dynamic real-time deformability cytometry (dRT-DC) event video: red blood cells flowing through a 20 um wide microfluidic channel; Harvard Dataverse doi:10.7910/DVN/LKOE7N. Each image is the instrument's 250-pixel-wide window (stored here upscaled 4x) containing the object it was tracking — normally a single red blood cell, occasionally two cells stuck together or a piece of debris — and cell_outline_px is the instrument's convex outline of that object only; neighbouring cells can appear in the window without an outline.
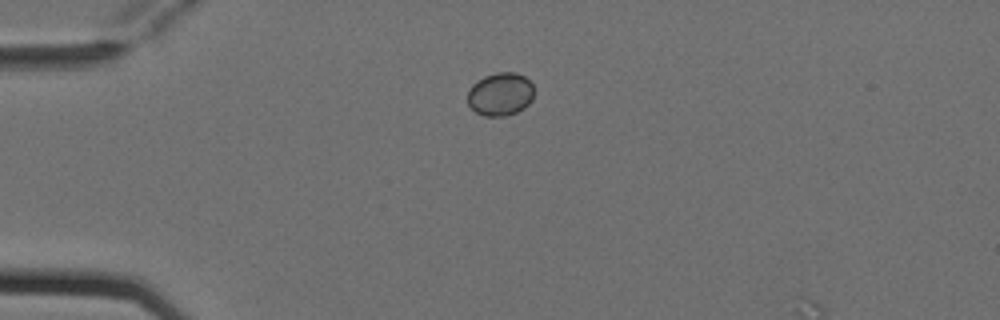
{"species": "Egyptian fruit bat (a non-hibernating species)", "species_latin": "Rousettus aegyptiacus", "temperature_condition": "cold", "stored_images_in_passage": 2, "camera_frame_rate_fps": 3000, "um_per_image_px": 0.085, "animal": {"sex": "female"}, "frame": {"image": 1, "passage_image": 1, "time_ms": 0.0, "image_size_px": [1000, 320], "cell_outline_px": [[532, 100], [524, 108], [516, 112], [504, 116], [484, 116], [476, 112], [468, 104], [468, 92], [472, 84], [484, 76], [496, 72], [516, 72], [524, 76], [532, 84]], "centroid_in_image_um": [42.52, 8.0], "position_along_channel_um": 42.5, "area_um2": 16.65}}